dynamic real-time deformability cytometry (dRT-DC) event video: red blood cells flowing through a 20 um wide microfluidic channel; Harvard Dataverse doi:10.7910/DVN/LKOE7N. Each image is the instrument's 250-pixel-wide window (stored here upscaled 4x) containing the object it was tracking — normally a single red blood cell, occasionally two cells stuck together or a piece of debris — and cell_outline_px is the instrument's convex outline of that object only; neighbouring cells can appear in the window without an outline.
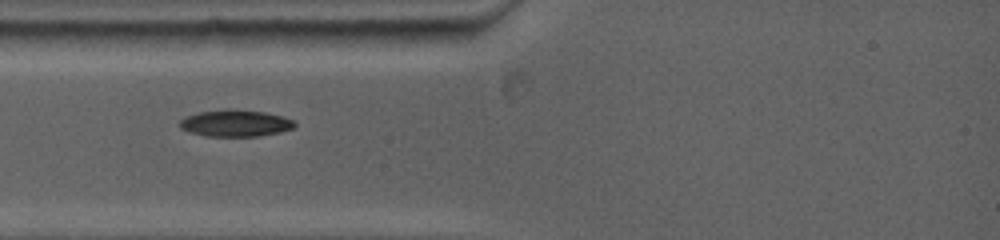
{"species": "common noctule bat (a hibernating species)", "species_latin": "Nyctalus noctula", "temperature_condition": "warm", "stored_images_in_passage": 32, "camera_frame_rate_fps": 5000, "um_per_image_px": 0.085, "animal": {"sex": "female", "body_mass_g": 19.0, "forearm_length_mm": 53.3}, "frame": {"image": 1, "passage_image": 1, "time_ms": 0.0, "image_size_px": [1000, 240], "cell_outline_px": [[296, 124], [292, 128], [276, 132], [256, 136], [208, 136], [192, 132], [180, 128], [180, 120], [184, 116], [200, 112], [224, 108], [228, 108], [264, 112], [284, 116], [296, 120]], "centroid_in_image_um": [20.01, 10.45], "position_along_channel_um": 65.0, "area_um2": 17.86}}
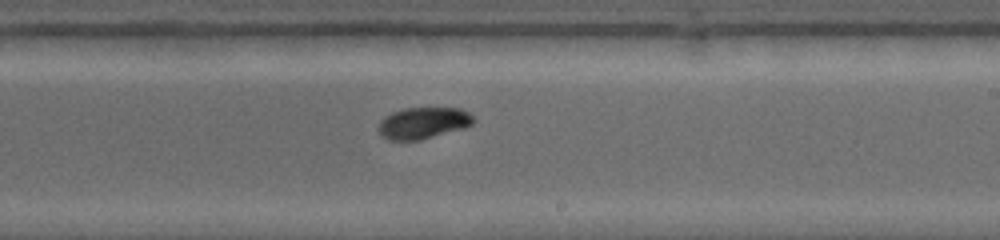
{"frame": {"image": 2, "passage_image": 14, "time_ms": 4.8, "image_size_px": [1000, 240], "cell_outline_px": [[476, 120], [472, 124], [464, 128], [420, 140], [392, 140], [384, 136], [376, 128], [380, 120], [384, 116], [392, 112], [404, 108], [460, 108], [468, 112]], "centroid_in_image_um": [35.97, 10.44], "position_along_channel_um": 253.0, "area_um2": 17.46}}
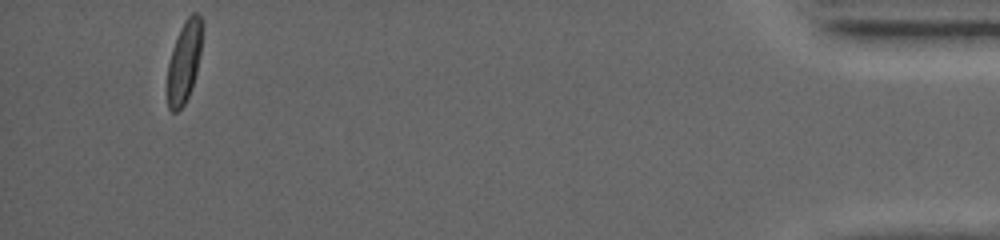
{"frame": {"image": 3, "passage_image": 32, "time_ms": 11.8, "image_size_px": [1000, 240], "cell_outline_px": [[200, 52], [196, 72], [192, 88], [184, 104], [176, 112], [172, 112], [168, 108], [168, 64], [172, 48], [180, 28], [184, 20], [192, 12], [196, 12], [200, 16]], "centroid_in_image_um": [15.63, 5.27], "position_along_channel_um": 419.6, "area_um2": 16.13}}